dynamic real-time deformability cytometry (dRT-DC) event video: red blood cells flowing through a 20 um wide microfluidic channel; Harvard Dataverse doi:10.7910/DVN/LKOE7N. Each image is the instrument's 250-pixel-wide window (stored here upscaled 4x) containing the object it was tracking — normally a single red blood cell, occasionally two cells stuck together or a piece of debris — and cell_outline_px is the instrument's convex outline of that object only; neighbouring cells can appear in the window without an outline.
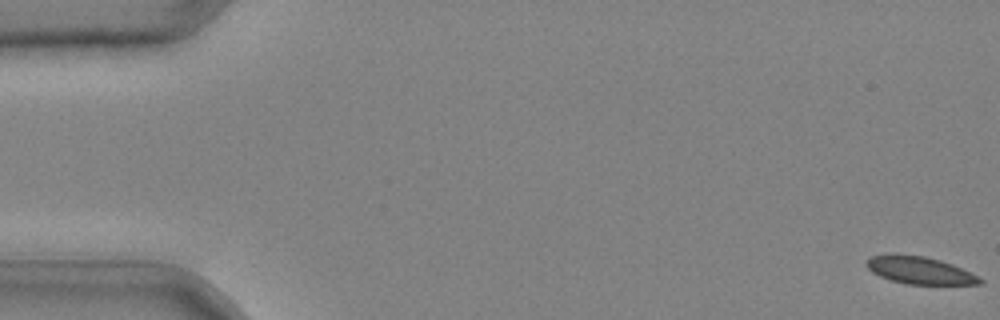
{"species": "common noctule bat (a hibernating species)", "species_latin": "Nyctalus noctula", "temperature_condition": "cold", "stored_images_in_passage": 43, "camera_frame_rate_fps": 3000, "um_per_image_px": 0.085, "animal": {"sex": "male", "body_mass_g": 20.4}, "frame": {"image": 1, "passage_image": 1, "time_ms": 0.0, "image_size_px": [1000, 320], "cell_outline_px": [[984, 284], [908, 284], [892, 280], [880, 276], [872, 272], [864, 264], [864, 260], [872, 256], [892, 252], [924, 256], [940, 260], [952, 264], [984, 280]], "centroid_in_image_um": [78.1, 22.95], "position_along_channel_um": 6.9, "area_um2": 18.21}}
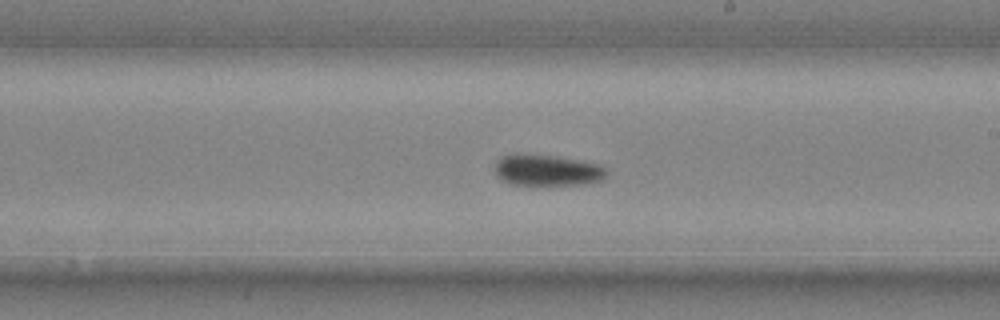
{"frame": {"image": 2, "passage_image": 26, "time_ms": 8.333, "image_size_px": [1000, 320], "cell_outline_px": [[608, 176], [604, 180], [588, 184], [512, 184], [500, 180], [496, 176], [496, 160], [500, 156], [516, 152], [524, 152], [556, 156], [600, 164], [608, 172]], "centroid_in_image_um": [46.5, 14.44], "position_along_channel_um": 242.5, "area_um2": 20.81}}
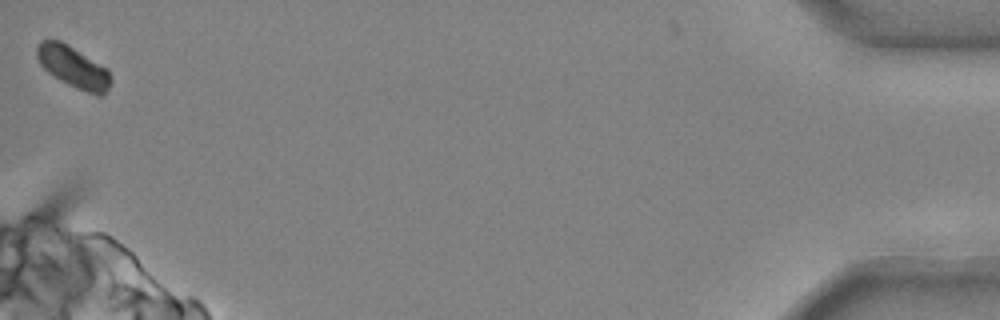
{"frame": {"image": 3, "passage_image": 43, "time_ms": 14.0, "image_size_px": [1000, 320], "cell_outline_px": [[112, 80], [104, 96], [96, 96], [68, 84], [60, 80], [48, 72], [40, 64], [36, 56], [36, 44], [40, 40], [60, 40], [108, 68], [112, 76]], "centroid_in_image_um": [6.25, 5.7], "position_along_channel_um": 429.0, "area_um2": 18.03}}